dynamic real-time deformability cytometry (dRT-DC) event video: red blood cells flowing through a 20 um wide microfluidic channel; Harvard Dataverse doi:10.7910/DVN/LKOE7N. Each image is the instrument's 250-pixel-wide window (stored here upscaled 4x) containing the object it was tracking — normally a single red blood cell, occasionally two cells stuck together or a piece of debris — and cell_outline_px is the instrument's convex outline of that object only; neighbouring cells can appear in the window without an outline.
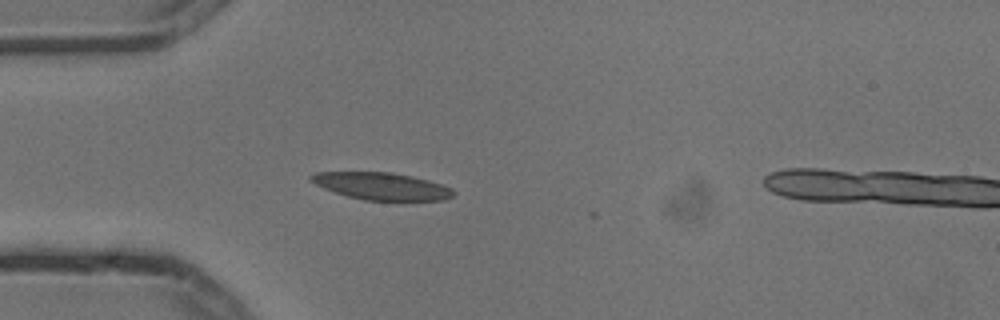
{"species": "common noctule bat (a hibernating species)", "species_latin": "Nyctalus noctula", "temperature_condition": "cold", "stored_images_in_passage": 5, "camera_frame_rate_fps": 3000, "um_per_image_px": 0.085, "animal": {"sex": "male", "body_mass_g": 13.3}, "frame": {"image": 1, "passage_image": 4, "time_ms": 1.0, "image_size_px": [1000, 320], "cell_outline_px": [[456, 192], [452, 196], [444, 200], [364, 200], [348, 196], [324, 188], [308, 180], [308, 176], [316, 172], [392, 172], [428, 180], [452, 188]], "centroid_in_image_um": [32.43, 15.82], "position_along_channel_um": 52.6, "area_um2": 22.43}}